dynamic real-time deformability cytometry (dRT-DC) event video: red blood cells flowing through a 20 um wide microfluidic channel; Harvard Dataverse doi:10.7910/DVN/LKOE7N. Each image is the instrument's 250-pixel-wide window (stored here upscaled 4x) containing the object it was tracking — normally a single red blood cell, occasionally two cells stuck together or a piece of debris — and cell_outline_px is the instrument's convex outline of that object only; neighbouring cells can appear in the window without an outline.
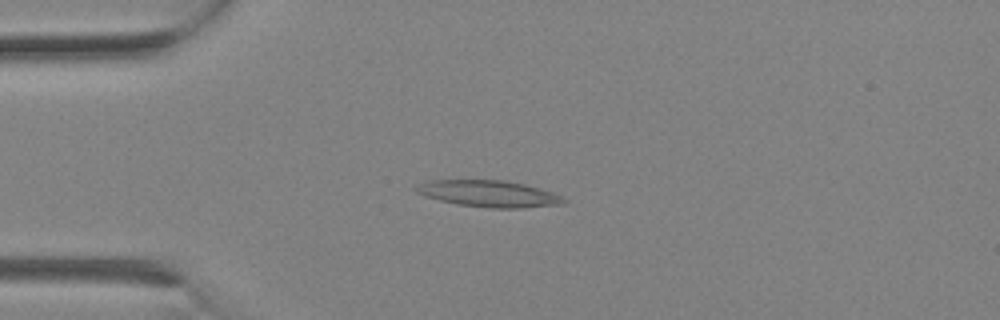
{"species": "Egyptian fruit bat (a non-hibernating species)", "species_latin": "Rousettus aegyptiacus", "temperature_condition": "room temperature", "stored_images_in_passage": 7, "camera_frame_rate_fps": 3000, "um_per_image_px": 0.085, "animal": {"sex": "female"}, "frame": {"image": 1, "passage_image": 6, "time_ms": 1.667, "image_size_px": [1000, 320], "cell_outline_px": [[568, 200], [564, 204], [520, 208], [492, 208], [456, 204], [424, 196], [416, 192], [412, 188], [416, 184], [428, 180], [504, 180], [524, 184], [540, 188], [552, 192]], "centroid_in_image_um": [41.51, 16.46], "position_along_channel_um": 43.5, "area_um2": 23.0}}